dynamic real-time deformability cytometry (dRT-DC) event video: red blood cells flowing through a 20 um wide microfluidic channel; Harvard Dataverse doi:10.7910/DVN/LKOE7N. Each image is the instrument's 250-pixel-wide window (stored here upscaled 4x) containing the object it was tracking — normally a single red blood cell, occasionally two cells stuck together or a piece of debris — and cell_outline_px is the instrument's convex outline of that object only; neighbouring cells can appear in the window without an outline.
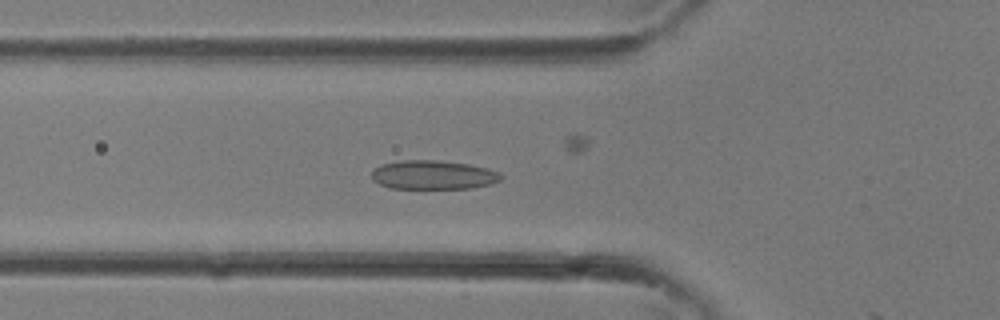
{"species": "common noctule bat (a hibernating species)", "species_latin": "Nyctalus noctula", "temperature_condition": "room temperature", "stored_images_in_passage": 13, "camera_frame_rate_fps": 3000, "um_per_image_px": 0.085, "animal": {"sex": "female"}, "frame": {"image": 1, "passage_image": 12, "time_ms": 3.667, "image_size_px": [1000, 320], "cell_outline_px": [[504, 176], [500, 180], [492, 184], [472, 188], [388, 188], [372, 180], [372, 172], [380, 164], [404, 160], [436, 160], [468, 164], [488, 168], [500, 172]], "centroid_in_image_um": [36.85, 14.87], "position_along_channel_um": 88.9, "area_um2": 21.91}}